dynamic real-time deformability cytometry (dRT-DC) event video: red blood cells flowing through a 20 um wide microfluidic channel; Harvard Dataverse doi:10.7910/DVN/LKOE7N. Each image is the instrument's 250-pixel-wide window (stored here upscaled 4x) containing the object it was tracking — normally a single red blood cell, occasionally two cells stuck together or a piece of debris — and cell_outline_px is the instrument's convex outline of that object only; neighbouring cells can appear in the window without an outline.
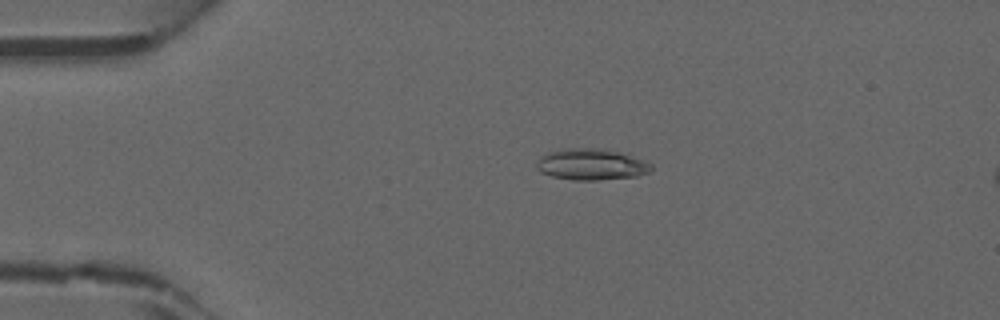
{"species": "common noctule bat (a hibernating species)", "species_latin": "Nyctalus noctula", "temperature_condition": "warm", "stored_images_in_passage": 13, "camera_frame_rate_fps": 3000, "um_per_image_px": 0.085, "animal": {"sex": "male", "forearm_length_mm": 52.5}, "frame": {"image": 1, "passage_image": 8, "time_ms": 2.333, "image_size_px": [1000, 320], "cell_outline_px": [[652, 168], [648, 172], [636, 176], [600, 180], [572, 180], [552, 176], [540, 172], [536, 168], [536, 164], [540, 156], [548, 152], [564, 148], [596, 148], [620, 152], [652, 164]], "centroid_in_image_um": [50.21, 13.98], "position_along_channel_um": 34.8, "area_um2": 20.81}}